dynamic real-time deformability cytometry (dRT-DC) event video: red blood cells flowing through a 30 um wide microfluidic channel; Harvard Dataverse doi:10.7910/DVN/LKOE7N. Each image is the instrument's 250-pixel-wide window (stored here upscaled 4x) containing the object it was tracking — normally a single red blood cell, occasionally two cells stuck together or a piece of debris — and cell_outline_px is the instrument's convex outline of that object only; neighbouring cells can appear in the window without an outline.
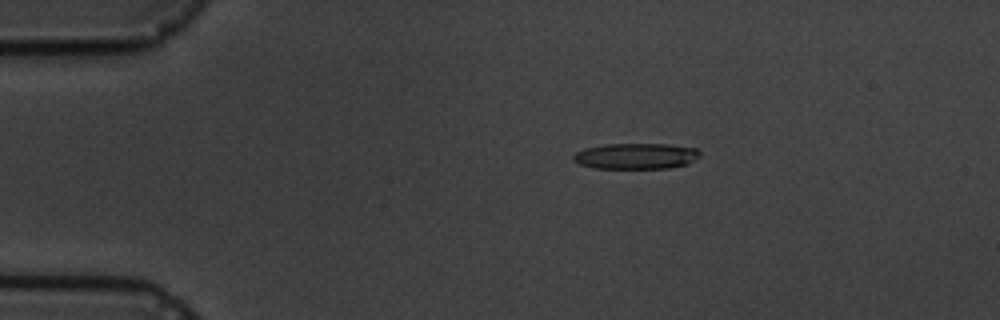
{"species": "common noctule bat (a hibernating species)", "species_latin": "Nyctalus noctula", "temperature_condition": "cold", "stored_images_in_passage": 4, "camera_frame_rate_fps": 3000, "um_per_image_px": 0.085, "animal": {"sex": "male", "body_mass_g": 19.5, "forearm_length_mm": 54.6}, "frame": {"image": 1, "passage_image": 1, "time_ms": 0.0, "image_size_px": [1000, 320], "cell_outline_px": [[700, 156], [696, 160], [688, 164], [668, 168], [592, 168], [580, 164], [572, 160], [572, 156], [576, 152], [584, 148], [604, 144], [668, 144], [696, 148], [700, 152]], "centroid_in_image_um": [54.05, 13.26], "position_along_channel_um": 30.9, "area_um2": 19.25}}
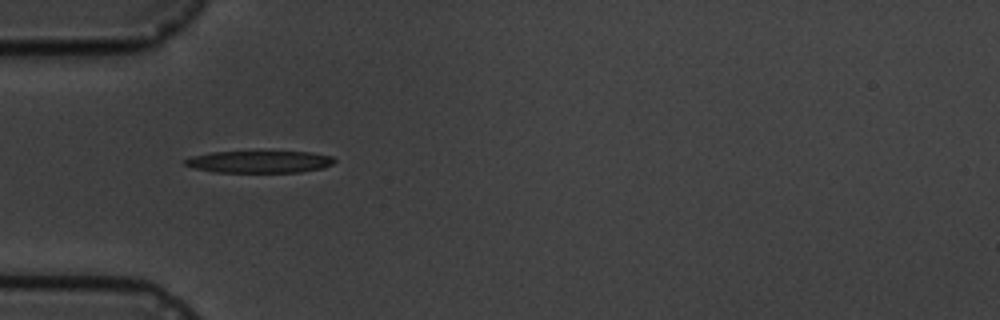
{"frame": {"image": 2, "passage_image": 3, "time_ms": 2.333, "image_size_px": [1000, 320], "cell_outline_px": [[336, 160], [332, 164], [324, 168], [300, 172], [212, 172], [192, 168], [184, 164], [184, 160], [192, 156], [212, 152], [312, 152], [332, 156]], "centroid_in_image_um": [22.05, 13.76], "position_along_channel_um": 62.9, "area_um2": 19.25}}
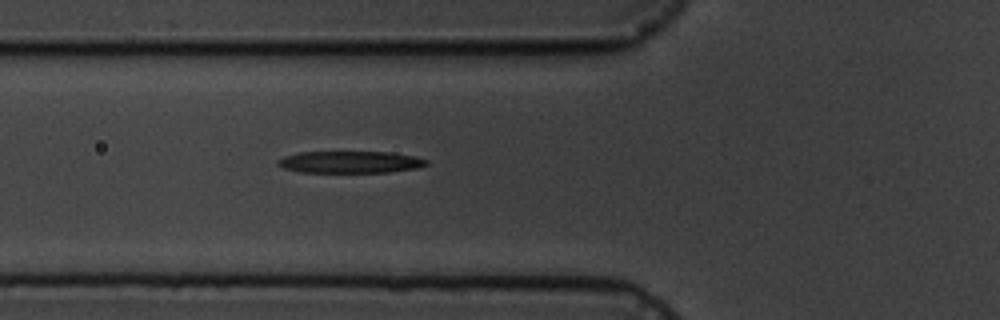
{"frame": {"image": 3, "passage_image": 4, "time_ms": 3.333, "image_size_px": [1000, 320], "cell_outline_px": [[428, 164], [420, 168], [388, 172], [300, 172], [284, 168], [276, 164], [276, 160], [284, 156], [300, 152], [388, 152], [416, 156], [428, 160]], "centroid_in_image_um": [29.78, 13.77], "position_along_channel_um": 96.0, "area_um2": 19.07}}